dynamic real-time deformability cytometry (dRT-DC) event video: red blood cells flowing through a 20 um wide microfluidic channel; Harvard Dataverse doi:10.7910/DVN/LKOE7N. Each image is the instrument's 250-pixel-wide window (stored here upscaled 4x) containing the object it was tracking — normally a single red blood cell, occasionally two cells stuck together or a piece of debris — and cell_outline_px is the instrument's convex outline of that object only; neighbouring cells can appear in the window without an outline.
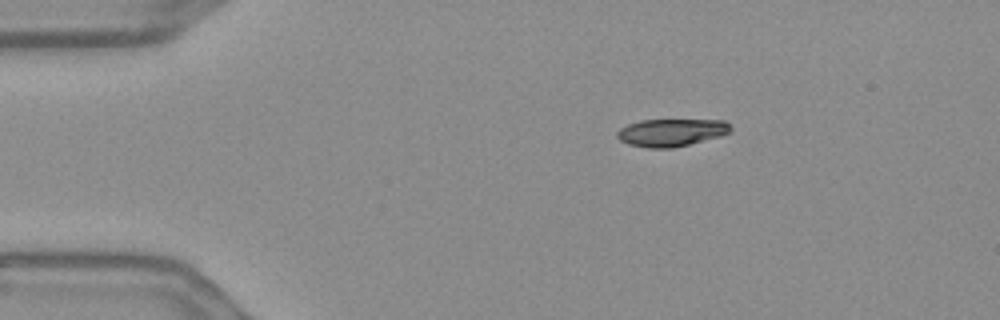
{"species": "Egyptian fruit bat (a non-hibernating species)", "species_latin": "Rousettus aegyptiacus", "temperature_condition": "warm", "stored_images_in_passage": 47, "camera_frame_rate_fps": 3000, "um_per_image_px": 0.085, "frame": {"image": 1, "passage_image": 1, "time_ms": 0.0, "image_size_px": [1000, 320], "cell_outline_px": [[732, 132], [720, 136], [672, 148], [648, 148], [628, 144], [620, 140], [616, 136], [616, 132], [620, 128], [628, 124], [640, 120], [724, 120], [732, 128]], "centroid_in_image_um": [57.04, 11.26], "position_along_channel_um": 28.0, "area_um2": 18.21}}
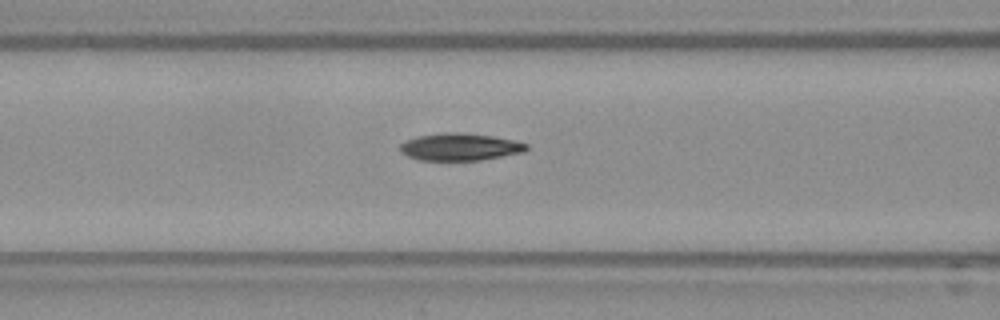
{"frame": {"image": 2, "passage_image": 14, "time_ms": 4.333, "image_size_px": [1000, 320], "cell_outline_px": [[528, 148], [524, 152], [480, 160], [420, 160], [408, 156], [400, 152], [400, 144], [416, 136], [448, 132], [456, 132], [492, 136], [516, 140], [528, 144]], "centroid_in_image_um": [39.11, 12.48], "position_along_channel_um": 127.5, "area_um2": 20.0}}
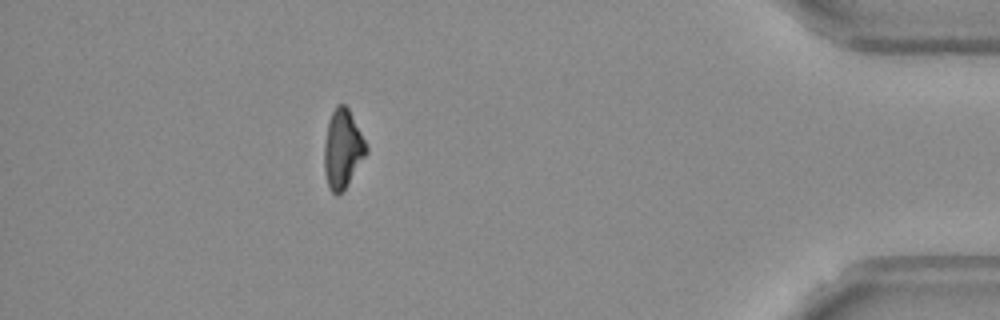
{"frame": {"image": 3, "passage_image": 41, "time_ms": 13.333, "image_size_px": [1000, 320], "cell_outline_px": [[368, 152], [344, 188], [336, 196], [328, 188], [324, 172], [324, 144], [328, 120], [336, 104], [344, 104], [348, 108], [368, 148]], "centroid_in_image_um": [29.09, 12.65], "position_along_channel_um": 406.1, "area_um2": 19.02}, "authors_computed_cell_mechanics": {"area_um2": 19.941, "velocity_mm_per_s": 3.6516, "shape_relaxation_time_tau1_ms": 3.7953, "shape_relaxation_time_tau2_ms": 4.4427, "deformation_change_tau1": 0.1543, "deformation_change_tau2": 0.1034}}